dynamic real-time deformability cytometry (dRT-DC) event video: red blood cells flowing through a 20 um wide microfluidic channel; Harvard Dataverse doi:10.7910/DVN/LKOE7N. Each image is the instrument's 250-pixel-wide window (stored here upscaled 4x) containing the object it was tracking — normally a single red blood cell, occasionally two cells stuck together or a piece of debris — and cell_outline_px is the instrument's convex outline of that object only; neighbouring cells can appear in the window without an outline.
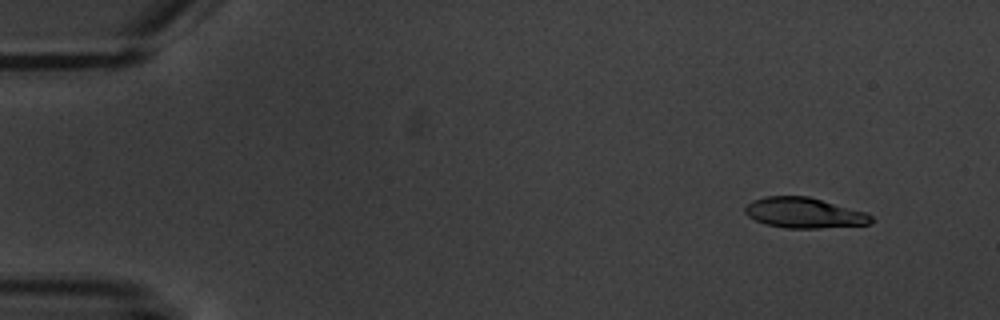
{"species": "common noctule bat (a hibernating species)", "species_latin": "Nyctalus noctula", "temperature_condition": "warm", "stored_images_in_passage": 5, "camera_frame_rate_fps": 3000, "um_per_image_px": 0.085, "animal": {"sex": "male", "body_mass_g": 20.1, "forearm_length_mm": 53.5}, "frame": {"image": 1, "passage_image": 1, "time_ms": 0.0, "image_size_px": [1000, 320], "cell_outline_px": [[872, 220], [868, 224], [820, 228], [784, 228], [764, 224], [748, 216], [744, 212], [744, 208], [752, 200], [764, 196], [808, 196], [864, 212], [872, 216]], "centroid_in_image_um": [68.29, 18.09], "position_along_channel_um": 16.7, "area_um2": 22.2}}